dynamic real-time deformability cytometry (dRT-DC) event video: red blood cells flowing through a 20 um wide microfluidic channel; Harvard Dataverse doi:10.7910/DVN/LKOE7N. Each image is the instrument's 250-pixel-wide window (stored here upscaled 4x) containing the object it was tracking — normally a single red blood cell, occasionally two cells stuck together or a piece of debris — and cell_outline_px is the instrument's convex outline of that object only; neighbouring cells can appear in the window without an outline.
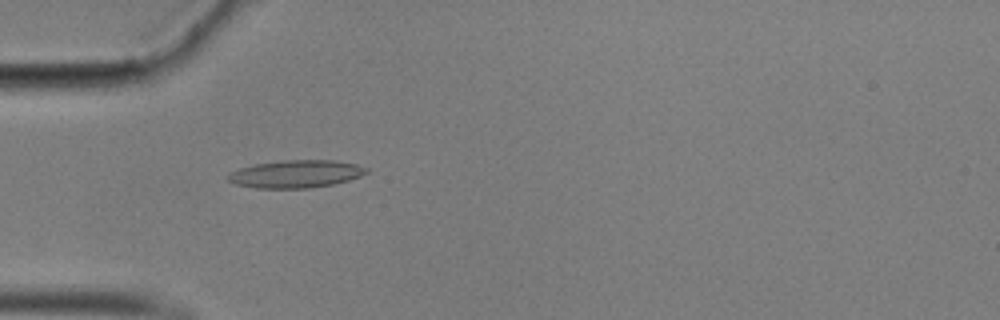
{"species": "common noctule bat (a hibernating species)", "species_latin": "Nyctalus noctula", "temperature_condition": "cold", "stored_images_in_passage": 47, "camera_frame_rate_fps": 3000, "um_per_image_px": 0.085, "animal": {"sex": "male", "body_mass_g": 17.9}, "frame": {"image": 1, "passage_image": 7, "time_ms": 2.0, "image_size_px": [1000, 320], "cell_outline_px": [[368, 172], [360, 176], [348, 180], [332, 184], [308, 188], [256, 188], [236, 184], [228, 180], [224, 176], [228, 172], [240, 168], [256, 164], [284, 160], [332, 160], [356, 164], [368, 168]], "centroid_in_image_um": [25.11, 14.78], "position_along_channel_um": 59.9, "area_um2": 22.25}}
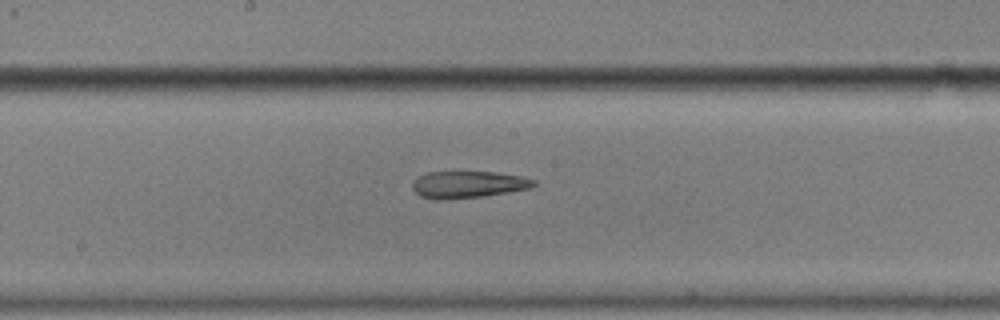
{"frame": {"image": 2, "passage_image": 20, "time_ms": 6.333, "image_size_px": [1000, 320], "cell_outline_px": [[536, 184], [532, 188], [484, 196], [444, 200], [436, 200], [420, 196], [412, 188], [412, 180], [428, 172], [496, 172], [524, 176], [536, 180]], "centroid_in_image_um": [39.81, 15.68], "position_along_channel_um": 208.4, "area_um2": 19.25}}
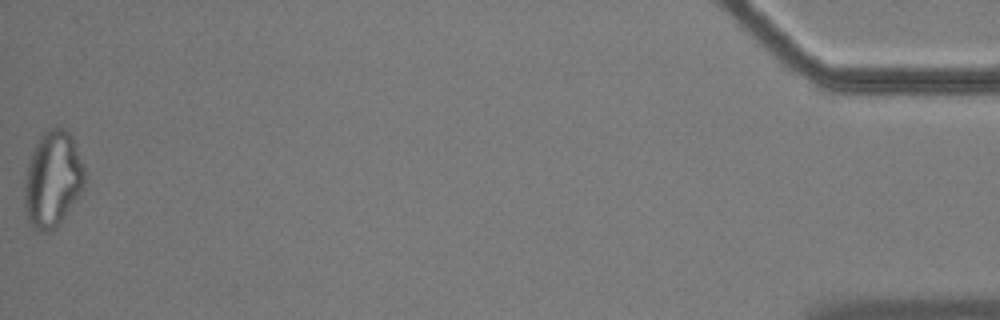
{"frame": {"image": 3, "passage_image": 47, "time_ms": 15.333, "image_size_px": [1000, 320], "cell_outline_px": [[84, 188], [56, 228], [48, 232], [44, 232], [32, 228], [24, 212], [24, 184], [28, 160], [40, 136], [48, 128], [56, 124], [64, 128], [72, 136], [84, 168]], "centroid_in_image_um": [4.45, 15.23], "position_along_channel_um": 430.7, "area_um2": 33.93}, "authors_computed_cell_mechanics": {"area_um2": 20.8658, "velocity_mm_per_s": 3.4954, "shape_relaxation_time_tau1_ms": null, "shape_relaxation_time_tau2_ms": 4.174, "deformation_change_tau1": null, "deformation_change_tau2": 0.1402}}